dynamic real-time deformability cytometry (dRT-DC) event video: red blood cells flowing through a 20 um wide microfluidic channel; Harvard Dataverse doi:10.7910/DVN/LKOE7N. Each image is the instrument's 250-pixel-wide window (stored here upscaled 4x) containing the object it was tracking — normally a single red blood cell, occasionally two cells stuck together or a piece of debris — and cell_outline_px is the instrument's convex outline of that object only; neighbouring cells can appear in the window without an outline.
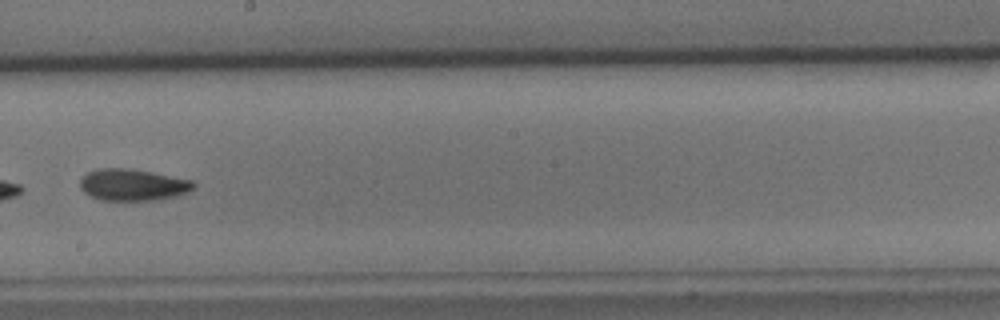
{"species": "common noctule bat (a hibernating species)", "species_latin": "Nyctalus noctula", "temperature_condition": "cold", "stored_images_in_passage": 8, "camera_frame_rate_fps": 3000, "um_per_image_px": 0.085, "animal": {"sex": "male", "body_mass_g": 15.6}, "frame": {"image": 1, "passage_image": 8, "time_ms": 9.0, "image_size_px": [1000, 320], "cell_outline_px": [[196, 188], [188, 192], [176, 196], [156, 200], [100, 200], [84, 192], [80, 188], [80, 176], [96, 168], [128, 168], [152, 172], [192, 180], [196, 184]], "centroid_in_image_um": [11.28, 15.7], "position_along_channel_um": 236.9, "area_um2": 21.15}}